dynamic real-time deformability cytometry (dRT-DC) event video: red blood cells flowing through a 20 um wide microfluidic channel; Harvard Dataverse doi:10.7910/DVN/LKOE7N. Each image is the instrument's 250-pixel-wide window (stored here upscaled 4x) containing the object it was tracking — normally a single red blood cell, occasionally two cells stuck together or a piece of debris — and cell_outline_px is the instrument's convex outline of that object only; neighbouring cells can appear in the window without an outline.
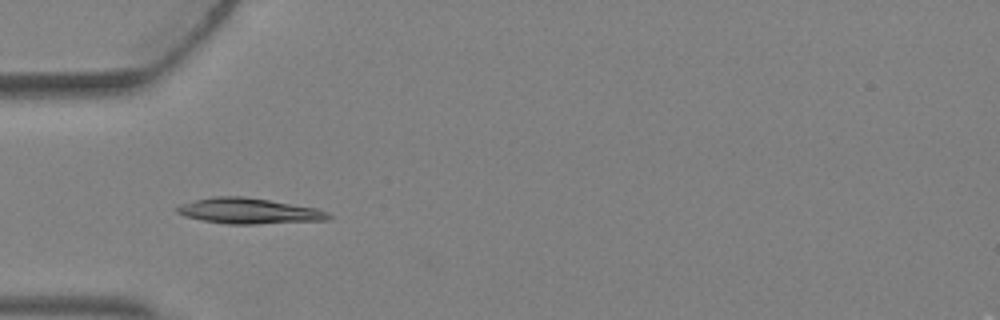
{"species": "Egyptian fruit bat (a non-hibernating species)", "species_latin": "Rousettus aegyptiacus", "temperature_condition": "warm", "stored_images_in_passage": 5, "camera_frame_rate_fps": 3000, "um_per_image_px": 0.085, "animal": {"sex": "female"}, "frame": {"image": 1, "passage_image": 4, "time_ms": 1.0, "image_size_px": [1000, 320], "cell_outline_px": [[332, 216], [328, 220], [252, 224], [228, 224], [204, 220], [184, 216], [176, 212], [176, 208], [180, 204], [212, 196], [244, 196], [316, 208], [328, 212]], "centroid_in_image_um": [21.15, 17.93], "position_along_channel_um": 63.9, "area_um2": 22.43}}
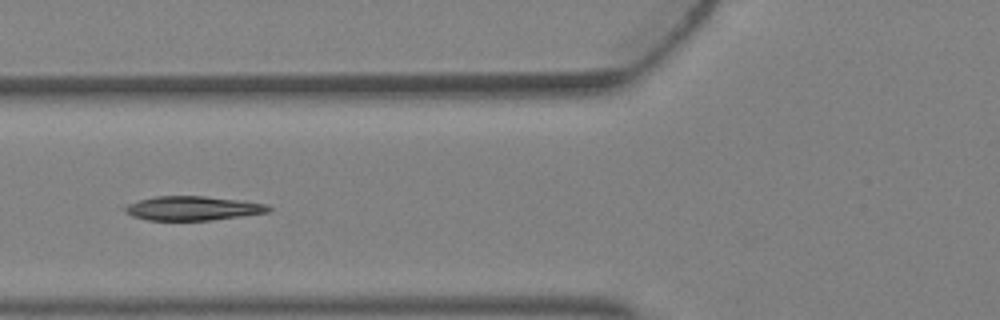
{"frame": {"image": 2, "passage_image": 5, "time_ms": 1.333, "image_size_px": [1000, 320], "cell_outline_px": [[272, 208], [268, 212], [212, 220], [148, 220], [132, 216], [116, 208], [120, 204], [156, 196], [204, 196], [240, 200], [268, 204]], "centroid_in_image_um": [16.24, 17.69], "position_along_channel_um": 109.6, "area_um2": 20.63}}